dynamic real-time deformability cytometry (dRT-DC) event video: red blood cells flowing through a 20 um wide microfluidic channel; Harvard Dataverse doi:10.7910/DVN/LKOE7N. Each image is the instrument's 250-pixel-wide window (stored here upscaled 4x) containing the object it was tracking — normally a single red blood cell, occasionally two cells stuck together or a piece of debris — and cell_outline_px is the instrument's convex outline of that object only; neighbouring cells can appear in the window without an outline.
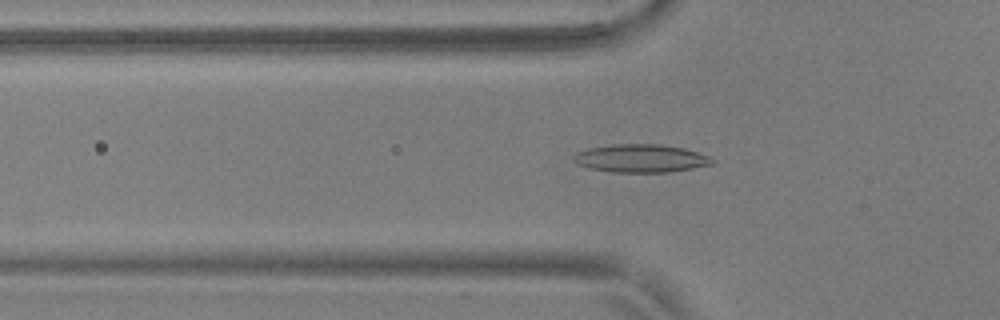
{"species": "common noctule bat (a hibernating species)", "species_latin": "Nyctalus noctula", "temperature_condition": "warm", "stored_images_in_passage": 48, "camera_frame_rate_fps": 3000, "um_per_image_px": 0.085, "animal": {"sex": "male", "body_mass_g": 17.9, "forearm_length_mm": 54.2}, "frame": {"image": 1, "passage_image": 11, "time_ms": 3.333, "image_size_px": [1000, 320], "cell_outline_px": [[712, 164], [692, 168], [668, 172], [612, 172], [588, 168], [576, 164], [572, 160], [572, 156], [576, 152], [588, 148], [616, 144], [660, 144], [684, 148], [708, 156], [712, 160]], "centroid_in_image_um": [54.39, 13.46], "position_along_channel_um": 71.4, "area_um2": 22.6}}
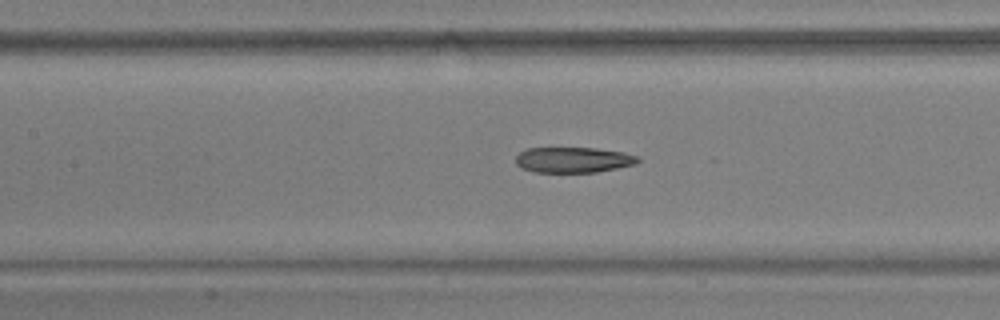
{"frame": {"image": 2, "passage_image": 18, "time_ms": 5.667, "image_size_px": [1000, 320], "cell_outline_px": [[640, 160], [636, 164], [596, 172], [532, 172], [520, 168], [516, 164], [516, 156], [520, 152], [528, 148], [596, 148], [624, 152], [640, 156]], "centroid_in_image_um": [48.73, 13.59], "position_along_channel_um": 158.7, "area_um2": 18.32}}
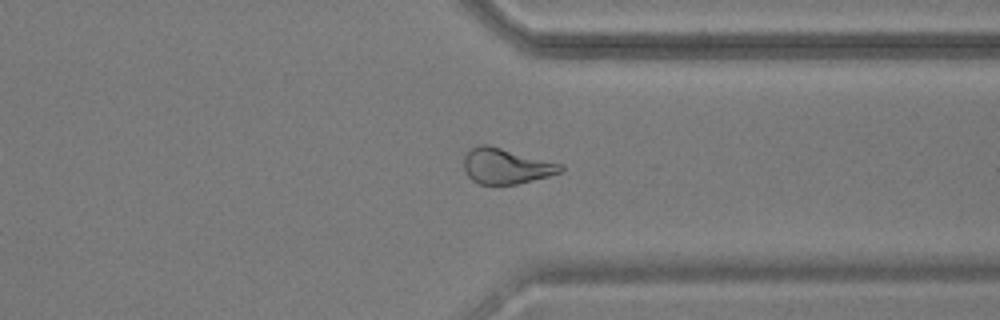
{"frame": {"image": 3, "passage_image": 35, "time_ms": 11.333, "image_size_px": [1000, 320], "cell_outline_px": [[564, 172], [516, 184], [480, 184], [472, 180], [464, 172], [464, 156], [472, 148], [480, 144], [488, 144], [564, 164]], "centroid_in_image_um": [43.04, 14.11], "position_along_channel_um": 368.4, "area_um2": 20.17}}